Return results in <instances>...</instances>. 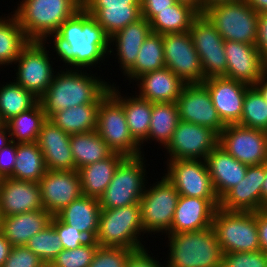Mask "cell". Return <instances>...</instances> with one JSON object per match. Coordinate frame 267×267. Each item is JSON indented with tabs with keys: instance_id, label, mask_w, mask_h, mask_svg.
<instances>
[{
	"instance_id": "obj_1",
	"label": "cell",
	"mask_w": 267,
	"mask_h": 267,
	"mask_svg": "<svg viewBox=\"0 0 267 267\" xmlns=\"http://www.w3.org/2000/svg\"><path fill=\"white\" fill-rule=\"evenodd\" d=\"M42 43H47L49 48L53 44V52L64 63L62 68L92 70L100 62L105 65V58L109 59L110 36L84 8L63 22L58 32L49 34Z\"/></svg>"
},
{
	"instance_id": "obj_58",
	"label": "cell",
	"mask_w": 267,
	"mask_h": 267,
	"mask_svg": "<svg viewBox=\"0 0 267 267\" xmlns=\"http://www.w3.org/2000/svg\"><path fill=\"white\" fill-rule=\"evenodd\" d=\"M254 87L260 92L263 99L267 102V74L264 73L263 76L257 81Z\"/></svg>"
},
{
	"instance_id": "obj_26",
	"label": "cell",
	"mask_w": 267,
	"mask_h": 267,
	"mask_svg": "<svg viewBox=\"0 0 267 267\" xmlns=\"http://www.w3.org/2000/svg\"><path fill=\"white\" fill-rule=\"evenodd\" d=\"M211 181L219 200L246 175L248 165L239 162L219 144L207 155Z\"/></svg>"
},
{
	"instance_id": "obj_24",
	"label": "cell",
	"mask_w": 267,
	"mask_h": 267,
	"mask_svg": "<svg viewBox=\"0 0 267 267\" xmlns=\"http://www.w3.org/2000/svg\"><path fill=\"white\" fill-rule=\"evenodd\" d=\"M217 207L208 199L180 195L167 234L199 231L212 226Z\"/></svg>"
},
{
	"instance_id": "obj_27",
	"label": "cell",
	"mask_w": 267,
	"mask_h": 267,
	"mask_svg": "<svg viewBox=\"0 0 267 267\" xmlns=\"http://www.w3.org/2000/svg\"><path fill=\"white\" fill-rule=\"evenodd\" d=\"M135 82L132 84L139 88L137 95L152 103L176 102L186 84L166 67L145 73Z\"/></svg>"
},
{
	"instance_id": "obj_50",
	"label": "cell",
	"mask_w": 267,
	"mask_h": 267,
	"mask_svg": "<svg viewBox=\"0 0 267 267\" xmlns=\"http://www.w3.org/2000/svg\"><path fill=\"white\" fill-rule=\"evenodd\" d=\"M17 143L11 142L0 151V177L9 178L16 161Z\"/></svg>"
},
{
	"instance_id": "obj_53",
	"label": "cell",
	"mask_w": 267,
	"mask_h": 267,
	"mask_svg": "<svg viewBox=\"0 0 267 267\" xmlns=\"http://www.w3.org/2000/svg\"><path fill=\"white\" fill-rule=\"evenodd\" d=\"M258 40L256 47L260 51L264 62L267 61V13H259Z\"/></svg>"
},
{
	"instance_id": "obj_57",
	"label": "cell",
	"mask_w": 267,
	"mask_h": 267,
	"mask_svg": "<svg viewBox=\"0 0 267 267\" xmlns=\"http://www.w3.org/2000/svg\"><path fill=\"white\" fill-rule=\"evenodd\" d=\"M257 13H267V0H245Z\"/></svg>"
},
{
	"instance_id": "obj_34",
	"label": "cell",
	"mask_w": 267,
	"mask_h": 267,
	"mask_svg": "<svg viewBox=\"0 0 267 267\" xmlns=\"http://www.w3.org/2000/svg\"><path fill=\"white\" fill-rule=\"evenodd\" d=\"M99 104H84L56 111L48 119L69 135L97 129Z\"/></svg>"
},
{
	"instance_id": "obj_16",
	"label": "cell",
	"mask_w": 267,
	"mask_h": 267,
	"mask_svg": "<svg viewBox=\"0 0 267 267\" xmlns=\"http://www.w3.org/2000/svg\"><path fill=\"white\" fill-rule=\"evenodd\" d=\"M218 144L239 162L251 165L267 163V132L239 124L226 125Z\"/></svg>"
},
{
	"instance_id": "obj_6",
	"label": "cell",
	"mask_w": 267,
	"mask_h": 267,
	"mask_svg": "<svg viewBox=\"0 0 267 267\" xmlns=\"http://www.w3.org/2000/svg\"><path fill=\"white\" fill-rule=\"evenodd\" d=\"M144 156L126 157L119 164L109 185L99 197L101 209L140 204L148 184L145 165L147 160Z\"/></svg>"
},
{
	"instance_id": "obj_39",
	"label": "cell",
	"mask_w": 267,
	"mask_h": 267,
	"mask_svg": "<svg viewBox=\"0 0 267 267\" xmlns=\"http://www.w3.org/2000/svg\"><path fill=\"white\" fill-rule=\"evenodd\" d=\"M39 99L15 81L0 84V119L5 124L12 117L34 107Z\"/></svg>"
},
{
	"instance_id": "obj_23",
	"label": "cell",
	"mask_w": 267,
	"mask_h": 267,
	"mask_svg": "<svg viewBox=\"0 0 267 267\" xmlns=\"http://www.w3.org/2000/svg\"><path fill=\"white\" fill-rule=\"evenodd\" d=\"M70 136L49 119L43 123L36 142L43 153L47 170H76Z\"/></svg>"
},
{
	"instance_id": "obj_30",
	"label": "cell",
	"mask_w": 267,
	"mask_h": 267,
	"mask_svg": "<svg viewBox=\"0 0 267 267\" xmlns=\"http://www.w3.org/2000/svg\"><path fill=\"white\" fill-rule=\"evenodd\" d=\"M101 207L98 198L81 195L64 207L55 216L62 222L74 227L75 230L95 240L98 228Z\"/></svg>"
},
{
	"instance_id": "obj_42",
	"label": "cell",
	"mask_w": 267,
	"mask_h": 267,
	"mask_svg": "<svg viewBox=\"0 0 267 267\" xmlns=\"http://www.w3.org/2000/svg\"><path fill=\"white\" fill-rule=\"evenodd\" d=\"M238 124L267 132V102L254 86L246 90L243 112Z\"/></svg>"
},
{
	"instance_id": "obj_40",
	"label": "cell",
	"mask_w": 267,
	"mask_h": 267,
	"mask_svg": "<svg viewBox=\"0 0 267 267\" xmlns=\"http://www.w3.org/2000/svg\"><path fill=\"white\" fill-rule=\"evenodd\" d=\"M47 119L38 102L34 107L12 117L5 124L8 127L12 142H36L42 125Z\"/></svg>"
},
{
	"instance_id": "obj_7",
	"label": "cell",
	"mask_w": 267,
	"mask_h": 267,
	"mask_svg": "<svg viewBox=\"0 0 267 267\" xmlns=\"http://www.w3.org/2000/svg\"><path fill=\"white\" fill-rule=\"evenodd\" d=\"M203 14L215 26L224 41L256 45L259 13L245 0L213 5Z\"/></svg>"
},
{
	"instance_id": "obj_37",
	"label": "cell",
	"mask_w": 267,
	"mask_h": 267,
	"mask_svg": "<svg viewBox=\"0 0 267 267\" xmlns=\"http://www.w3.org/2000/svg\"><path fill=\"white\" fill-rule=\"evenodd\" d=\"M163 68H165L163 36L151 32L142 43L136 62L124 76L130 83H135V80L143 74Z\"/></svg>"
},
{
	"instance_id": "obj_35",
	"label": "cell",
	"mask_w": 267,
	"mask_h": 267,
	"mask_svg": "<svg viewBox=\"0 0 267 267\" xmlns=\"http://www.w3.org/2000/svg\"><path fill=\"white\" fill-rule=\"evenodd\" d=\"M47 171L37 142L17 143L16 161L9 178L38 183Z\"/></svg>"
},
{
	"instance_id": "obj_25",
	"label": "cell",
	"mask_w": 267,
	"mask_h": 267,
	"mask_svg": "<svg viewBox=\"0 0 267 267\" xmlns=\"http://www.w3.org/2000/svg\"><path fill=\"white\" fill-rule=\"evenodd\" d=\"M151 32L149 21L141 17L110 37L109 55L111 56V53L116 55L115 57L118 59L117 62L123 75L136 62L139 49ZM113 46L115 49H113Z\"/></svg>"
},
{
	"instance_id": "obj_62",
	"label": "cell",
	"mask_w": 267,
	"mask_h": 267,
	"mask_svg": "<svg viewBox=\"0 0 267 267\" xmlns=\"http://www.w3.org/2000/svg\"><path fill=\"white\" fill-rule=\"evenodd\" d=\"M265 73L267 74V61L265 62Z\"/></svg>"
},
{
	"instance_id": "obj_4",
	"label": "cell",
	"mask_w": 267,
	"mask_h": 267,
	"mask_svg": "<svg viewBox=\"0 0 267 267\" xmlns=\"http://www.w3.org/2000/svg\"><path fill=\"white\" fill-rule=\"evenodd\" d=\"M165 239L169 249L167 261L164 260L166 267H221L223 251L212 226L199 231L165 234Z\"/></svg>"
},
{
	"instance_id": "obj_59",
	"label": "cell",
	"mask_w": 267,
	"mask_h": 267,
	"mask_svg": "<svg viewBox=\"0 0 267 267\" xmlns=\"http://www.w3.org/2000/svg\"><path fill=\"white\" fill-rule=\"evenodd\" d=\"M240 0H201L200 1V13H203L207 8L213 5H217L224 2H235Z\"/></svg>"
},
{
	"instance_id": "obj_18",
	"label": "cell",
	"mask_w": 267,
	"mask_h": 267,
	"mask_svg": "<svg viewBox=\"0 0 267 267\" xmlns=\"http://www.w3.org/2000/svg\"><path fill=\"white\" fill-rule=\"evenodd\" d=\"M38 183L43 208L52 216L82 195L77 170H48Z\"/></svg>"
},
{
	"instance_id": "obj_56",
	"label": "cell",
	"mask_w": 267,
	"mask_h": 267,
	"mask_svg": "<svg viewBox=\"0 0 267 267\" xmlns=\"http://www.w3.org/2000/svg\"><path fill=\"white\" fill-rule=\"evenodd\" d=\"M11 141V137H10V133L8 130V127L6 124H2L0 126V151L6 147L8 144H10Z\"/></svg>"
},
{
	"instance_id": "obj_19",
	"label": "cell",
	"mask_w": 267,
	"mask_h": 267,
	"mask_svg": "<svg viewBox=\"0 0 267 267\" xmlns=\"http://www.w3.org/2000/svg\"><path fill=\"white\" fill-rule=\"evenodd\" d=\"M203 84L208 89L223 124H238L243 112L245 93L250 86L224 76L207 78Z\"/></svg>"
},
{
	"instance_id": "obj_47",
	"label": "cell",
	"mask_w": 267,
	"mask_h": 267,
	"mask_svg": "<svg viewBox=\"0 0 267 267\" xmlns=\"http://www.w3.org/2000/svg\"><path fill=\"white\" fill-rule=\"evenodd\" d=\"M50 223L58 233L63 249H75L91 241L87 235L75 230L73 226L60 221L56 216H52Z\"/></svg>"
},
{
	"instance_id": "obj_10",
	"label": "cell",
	"mask_w": 267,
	"mask_h": 267,
	"mask_svg": "<svg viewBox=\"0 0 267 267\" xmlns=\"http://www.w3.org/2000/svg\"><path fill=\"white\" fill-rule=\"evenodd\" d=\"M96 131L113 152L126 157L145 153L129 132L122 104L110 92L98 106Z\"/></svg>"
},
{
	"instance_id": "obj_12",
	"label": "cell",
	"mask_w": 267,
	"mask_h": 267,
	"mask_svg": "<svg viewBox=\"0 0 267 267\" xmlns=\"http://www.w3.org/2000/svg\"><path fill=\"white\" fill-rule=\"evenodd\" d=\"M167 164L165 176L180 195L210 200L217 208L220 200L214 190L205 160H173Z\"/></svg>"
},
{
	"instance_id": "obj_33",
	"label": "cell",
	"mask_w": 267,
	"mask_h": 267,
	"mask_svg": "<svg viewBox=\"0 0 267 267\" xmlns=\"http://www.w3.org/2000/svg\"><path fill=\"white\" fill-rule=\"evenodd\" d=\"M11 16H10V15ZM0 16V68L14 64L20 52L31 42L14 14ZM6 65V66H5Z\"/></svg>"
},
{
	"instance_id": "obj_38",
	"label": "cell",
	"mask_w": 267,
	"mask_h": 267,
	"mask_svg": "<svg viewBox=\"0 0 267 267\" xmlns=\"http://www.w3.org/2000/svg\"><path fill=\"white\" fill-rule=\"evenodd\" d=\"M180 121L176 102L153 103L148 138L165 148ZM148 140L150 142H148Z\"/></svg>"
},
{
	"instance_id": "obj_51",
	"label": "cell",
	"mask_w": 267,
	"mask_h": 267,
	"mask_svg": "<svg viewBox=\"0 0 267 267\" xmlns=\"http://www.w3.org/2000/svg\"><path fill=\"white\" fill-rule=\"evenodd\" d=\"M176 2L177 0H140L141 16L150 21L158 11L167 9Z\"/></svg>"
},
{
	"instance_id": "obj_5",
	"label": "cell",
	"mask_w": 267,
	"mask_h": 267,
	"mask_svg": "<svg viewBox=\"0 0 267 267\" xmlns=\"http://www.w3.org/2000/svg\"><path fill=\"white\" fill-rule=\"evenodd\" d=\"M141 205L133 204L113 209H101L95 241L100 246L125 247L137 250L145 247Z\"/></svg>"
},
{
	"instance_id": "obj_15",
	"label": "cell",
	"mask_w": 267,
	"mask_h": 267,
	"mask_svg": "<svg viewBox=\"0 0 267 267\" xmlns=\"http://www.w3.org/2000/svg\"><path fill=\"white\" fill-rule=\"evenodd\" d=\"M162 36L165 67L186 84L203 83L206 79L202 63L190 32L163 34Z\"/></svg>"
},
{
	"instance_id": "obj_11",
	"label": "cell",
	"mask_w": 267,
	"mask_h": 267,
	"mask_svg": "<svg viewBox=\"0 0 267 267\" xmlns=\"http://www.w3.org/2000/svg\"><path fill=\"white\" fill-rule=\"evenodd\" d=\"M48 53L51 52L46 44L31 41L14 62V65L17 64V67L14 66V72H17L13 81L32 92L38 99L46 92L57 72L53 67L51 54Z\"/></svg>"
},
{
	"instance_id": "obj_55",
	"label": "cell",
	"mask_w": 267,
	"mask_h": 267,
	"mask_svg": "<svg viewBox=\"0 0 267 267\" xmlns=\"http://www.w3.org/2000/svg\"><path fill=\"white\" fill-rule=\"evenodd\" d=\"M12 245L5 238L3 232L0 230V267H3L4 262L9 257Z\"/></svg>"
},
{
	"instance_id": "obj_13",
	"label": "cell",
	"mask_w": 267,
	"mask_h": 267,
	"mask_svg": "<svg viewBox=\"0 0 267 267\" xmlns=\"http://www.w3.org/2000/svg\"><path fill=\"white\" fill-rule=\"evenodd\" d=\"M219 135L211 128L180 120L166 149V161L205 160L218 145Z\"/></svg>"
},
{
	"instance_id": "obj_32",
	"label": "cell",
	"mask_w": 267,
	"mask_h": 267,
	"mask_svg": "<svg viewBox=\"0 0 267 267\" xmlns=\"http://www.w3.org/2000/svg\"><path fill=\"white\" fill-rule=\"evenodd\" d=\"M200 12L192 5L177 1L158 13L149 21L151 31L156 34L185 33Z\"/></svg>"
},
{
	"instance_id": "obj_61",
	"label": "cell",
	"mask_w": 267,
	"mask_h": 267,
	"mask_svg": "<svg viewBox=\"0 0 267 267\" xmlns=\"http://www.w3.org/2000/svg\"><path fill=\"white\" fill-rule=\"evenodd\" d=\"M177 1L188 3L194 6L200 12V1L201 0H177Z\"/></svg>"
},
{
	"instance_id": "obj_52",
	"label": "cell",
	"mask_w": 267,
	"mask_h": 267,
	"mask_svg": "<svg viewBox=\"0 0 267 267\" xmlns=\"http://www.w3.org/2000/svg\"><path fill=\"white\" fill-rule=\"evenodd\" d=\"M83 8L140 7V0H82Z\"/></svg>"
},
{
	"instance_id": "obj_2",
	"label": "cell",
	"mask_w": 267,
	"mask_h": 267,
	"mask_svg": "<svg viewBox=\"0 0 267 267\" xmlns=\"http://www.w3.org/2000/svg\"><path fill=\"white\" fill-rule=\"evenodd\" d=\"M62 69L56 72L52 83L39 98L47 118L56 111L74 106L100 104V101L109 93L111 85L109 79L107 82L102 76L92 74L91 70L87 73L84 69Z\"/></svg>"
},
{
	"instance_id": "obj_17",
	"label": "cell",
	"mask_w": 267,
	"mask_h": 267,
	"mask_svg": "<svg viewBox=\"0 0 267 267\" xmlns=\"http://www.w3.org/2000/svg\"><path fill=\"white\" fill-rule=\"evenodd\" d=\"M176 104L182 121L209 127L218 135L225 128L203 83L185 84Z\"/></svg>"
},
{
	"instance_id": "obj_29",
	"label": "cell",
	"mask_w": 267,
	"mask_h": 267,
	"mask_svg": "<svg viewBox=\"0 0 267 267\" xmlns=\"http://www.w3.org/2000/svg\"><path fill=\"white\" fill-rule=\"evenodd\" d=\"M115 86L116 84H111L109 92L122 104L131 136L140 146H145L153 103L136 95V91H133L135 95H128L127 97V95L121 93L119 86Z\"/></svg>"
},
{
	"instance_id": "obj_14",
	"label": "cell",
	"mask_w": 267,
	"mask_h": 267,
	"mask_svg": "<svg viewBox=\"0 0 267 267\" xmlns=\"http://www.w3.org/2000/svg\"><path fill=\"white\" fill-rule=\"evenodd\" d=\"M194 47L200 57L205 79L226 76L227 58L224 39L215 26L200 13L189 30Z\"/></svg>"
},
{
	"instance_id": "obj_36",
	"label": "cell",
	"mask_w": 267,
	"mask_h": 267,
	"mask_svg": "<svg viewBox=\"0 0 267 267\" xmlns=\"http://www.w3.org/2000/svg\"><path fill=\"white\" fill-rule=\"evenodd\" d=\"M70 147L76 170L104 160L113 153L96 130L71 135Z\"/></svg>"
},
{
	"instance_id": "obj_48",
	"label": "cell",
	"mask_w": 267,
	"mask_h": 267,
	"mask_svg": "<svg viewBox=\"0 0 267 267\" xmlns=\"http://www.w3.org/2000/svg\"><path fill=\"white\" fill-rule=\"evenodd\" d=\"M3 267H47L38 255L26 246H12Z\"/></svg>"
},
{
	"instance_id": "obj_41",
	"label": "cell",
	"mask_w": 267,
	"mask_h": 267,
	"mask_svg": "<svg viewBox=\"0 0 267 267\" xmlns=\"http://www.w3.org/2000/svg\"><path fill=\"white\" fill-rule=\"evenodd\" d=\"M111 37L128 24L139 20L141 7L84 8Z\"/></svg>"
},
{
	"instance_id": "obj_54",
	"label": "cell",
	"mask_w": 267,
	"mask_h": 267,
	"mask_svg": "<svg viewBox=\"0 0 267 267\" xmlns=\"http://www.w3.org/2000/svg\"><path fill=\"white\" fill-rule=\"evenodd\" d=\"M260 248L267 253V210L256 211Z\"/></svg>"
},
{
	"instance_id": "obj_43",
	"label": "cell",
	"mask_w": 267,
	"mask_h": 267,
	"mask_svg": "<svg viewBox=\"0 0 267 267\" xmlns=\"http://www.w3.org/2000/svg\"><path fill=\"white\" fill-rule=\"evenodd\" d=\"M25 246L38 255L46 266L63 250L60 237L51 223L33 235Z\"/></svg>"
},
{
	"instance_id": "obj_20",
	"label": "cell",
	"mask_w": 267,
	"mask_h": 267,
	"mask_svg": "<svg viewBox=\"0 0 267 267\" xmlns=\"http://www.w3.org/2000/svg\"><path fill=\"white\" fill-rule=\"evenodd\" d=\"M265 176L266 163L248 166L245 177L220 199L219 208L239 212L262 210V187Z\"/></svg>"
},
{
	"instance_id": "obj_3",
	"label": "cell",
	"mask_w": 267,
	"mask_h": 267,
	"mask_svg": "<svg viewBox=\"0 0 267 267\" xmlns=\"http://www.w3.org/2000/svg\"><path fill=\"white\" fill-rule=\"evenodd\" d=\"M11 13L30 41L42 42L83 8L82 0H21Z\"/></svg>"
},
{
	"instance_id": "obj_21",
	"label": "cell",
	"mask_w": 267,
	"mask_h": 267,
	"mask_svg": "<svg viewBox=\"0 0 267 267\" xmlns=\"http://www.w3.org/2000/svg\"><path fill=\"white\" fill-rule=\"evenodd\" d=\"M226 78L254 86L265 73V62L256 45L225 41Z\"/></svg>"
},
{
	"instance_id": "obj_22",
	"label": "cell",
	"mask_w": 267,
	"mask_h": 267,
	"mask_svg": "<svg viewBox=\"0 0 267 267\" xmlns=\"http://www.w3.org/2000/svg\"><path fill=\"white\" fill-rule=\"evenodd\" d=\"M43 208L39 183L3 178L0 183V217Z\"/></svg>"
},
{
	"instance_id": "obj_31",
	"label": "cell",
	"mask_w": 267,
	"mask_h": 267,
	"mask_svg": "<svg viewBox=\"0 0 267 267\" xmlns=\"http://www.w3.org/2000/svg\"><path fill=\"white\" fill-rule=\"evenodd\" d=\"M125 158L123 154L113 152L104 160L79 168L77 171L80 176L82 195L99 199Z\"/></svg>"
},
{
	"instance_id": "obj_9",
	"label": "cell",
	"mask_w": 267,
	"mask_h": 267,
	"mask_svg": "<svg viewBox=\"0 0 267 267\" xmlns=\"http://www.w3.org/2000/svg\"><path fill=\"white\" fill-rule=\"evenodd\" d=\"M160 178L145 188L140 200L143 231L147 236L170 231L180 196L164 174Z\"/></svg>"
},
{
	"instance_id": "obj_49",
	"label": "cell",
	"mask_w": 267,
	"mask_h": 267,
	"mask_svg": "<svg viewBox=\"0 0 267 267\" xmlns=\"http://www.w3.org/2000/svg\"><path fill=\"white\" fill-rule=\"evenodd\" d=\"M148 247L134 250L127 259L126 267H166L165 262H159L157 257L151 256Z\"/></svg>"
},
{
	"instance_id": "obj_46",
	"label": "cell",
	"mask_w": 267,
	"mask_h": 267,
	"mask_svg": "<svg viewBox=\"0 0 267 267\" xmlns=\"http://www.w3.org/2000/svg\"><path fill=\"white\" fill-rule=\"evenodd\" d=\"M221 267H267V253L262 250L223 253Z\"/></svg>"
},
{
	"instance_id": "obj_45",
	"label": "cell",
	"mask_w": 267,
	"mask_h": 267,
	"mask_svg": "<svg viewBox=\"0 0 267 267\" xmlns=\"http://www.w3.org/2000/svg\"><path fill=\"white\" fill-rule=\"evenodd\" d=\"M133 251L125 247L100 246L88 267H126Z\"/></svg>"
},
{
	"instance_id": "obj_28",
	"label": "cell",
	"mask_w": 267,
	"mask_h": 267,
	"mask_svg": "<svg viewBox=\"0 0 267 267\" xmlns=\"http://www.w3.org/2000/svg\"><path fill=\"white\" fill-rule=\"evenodd\" d=\"M52 215L44 208L1 217L0 230L12 246L26 245L29 239L51 222Z\"/></svg>"
},
{
	"instance_id": "obj_60",
	"label": "cell",
	"mask_w": 267,
	"mask_h": 267,
	"mask_svg": "<svg viewBox=\"0 0 267 267\" xmlns=\"http://www.w3.org/2000/svg\"><path fill=\"white\" fill-rule=\"evenodd\" d=\"M267 207V163H266V176L262 187V210Z\"/></svg>"
},
{
	"instance_id": "obj_44",
	"label": "cell",
	"mask_w": 267,
	"mask_h": 267,
	"mask_svg": "<svg viewBox=\"0 0 267 267\" xmlns=\"http://www.w3.org/2000/svg\"><path fill=\"white\" fill-rule=\"evenodd\" d=\"M100 245L91 240L75 249H63L48 267H88Z\"/></svg>"
},
{
	"instance_id": "obj_8",
	"label": "cell",
	"mask_w": 267,
	"mask_h": 267,
	"mask_svg": "<svg viewBox=\"0 0 267 267\" xmlns=\"http://www.w3.org/2000/svg\"><path fill=\"white\" fill-rule=\"evenodd\" d=\"M212 228L223 253L261 250L256 212L227 211L218 207Z\"/></svg>"
}]
</instances>
